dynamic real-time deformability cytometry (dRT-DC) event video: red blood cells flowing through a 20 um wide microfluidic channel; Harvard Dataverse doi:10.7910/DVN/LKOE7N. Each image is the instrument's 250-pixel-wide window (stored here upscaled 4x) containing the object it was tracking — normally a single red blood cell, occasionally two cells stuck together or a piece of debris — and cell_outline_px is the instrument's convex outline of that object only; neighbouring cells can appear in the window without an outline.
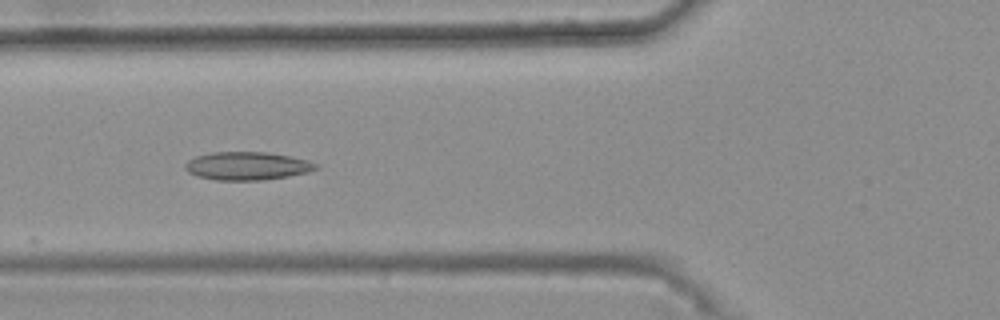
{"species": "common noctule bat (a hibernating species)", "species_latin": "Nyctalus noctula", "temperature_condition": "warm", "stored_images_in_passage": 28, "camera_frame_rate_fps": 3000, "um_per_image_px": 0.085, "animal": {"sex": "female", "body_mass_g": 25.1}, "frame": {"image": 1, "passage_image": 20, "time_ms": 6.333, "image_size_px": [1000, 320], "cell_outline_px": [[320, 168], [308, 172], [288, 176], [260, 180], [216, 180], [196, 176], [188, 172], [184, 168], [184, 164], [188, 160], [196, 156], [212, 152], [268, 152], [308, 160], [320, 164]], "centroid_in_image_um": [21.01, 14.1], "position_along_channel_um": 104.8, "area_um2": 21.56}}
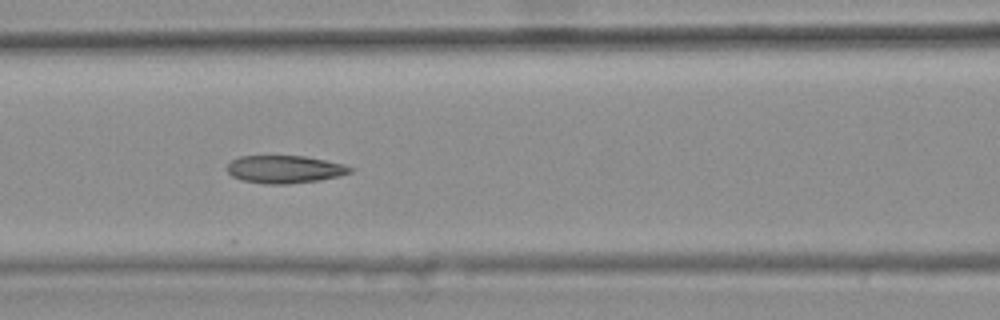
{"frame": {"image": 2, "passage_image": 23, "time_ms": 7.333, "image_size_px": [1000, 320], "cell_outline_px": [[352, 172], [340, 176], [320, 180], [288, 184], [264, 184], [240, 180], [232, 176], [224, 168], [232, 160], [240, 156], [304, 156], [344, 164], [352, 168]], "centroid_in_image_um": [24.17, 14.4], "position_along_channel_um": 142.4, "area_um2": 20.0}}
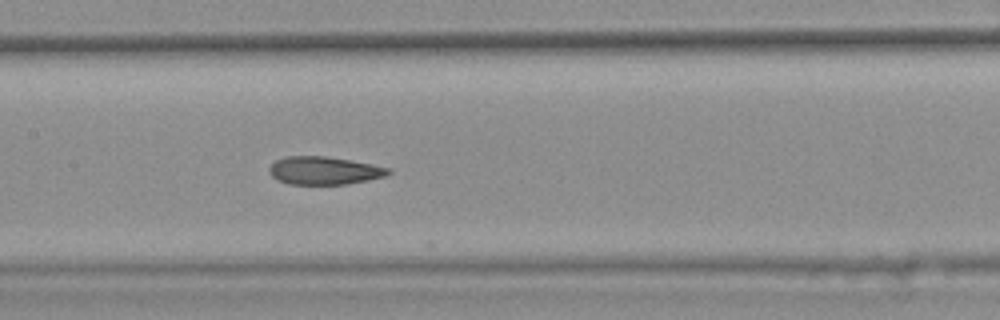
{"frame": {"image": 3, "passage_image": 26, "time_ms": 8.333, "image_size_px": [1000, 320], "cell_outline_px": [[392, 172], [384, 176], [368, 180], [344, 184], [288, 184], [276, 180], [268, 172], [268, 168], [276, 160], [284, 156], [324, 156], [372, 164], [392, 168]], "centroid_in_image_um": [27.53, 14.5], "position_along_channel_um": 179.9, "area_um2": 19.42}}